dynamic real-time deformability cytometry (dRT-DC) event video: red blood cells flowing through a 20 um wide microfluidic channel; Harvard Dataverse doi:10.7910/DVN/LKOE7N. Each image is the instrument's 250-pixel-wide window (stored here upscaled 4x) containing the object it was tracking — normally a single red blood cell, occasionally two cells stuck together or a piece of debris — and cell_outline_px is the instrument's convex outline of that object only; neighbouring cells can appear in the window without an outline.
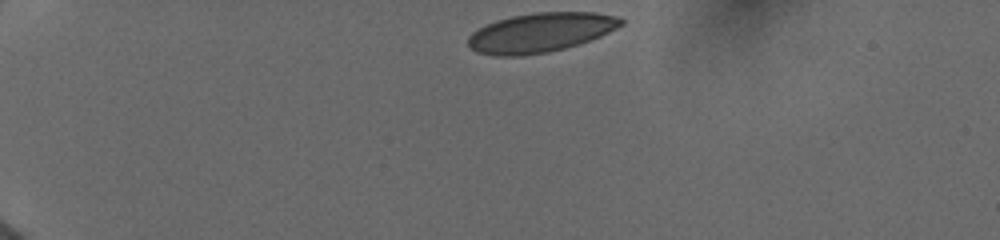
{"species": "human", "species_latin": "Homo sapiens", "temperature_condition": "cold", "stored_images_in_passage": 52, "camera_frame_rate_fps": 3000, "um_per_image_px": 0.085, "donor": {"sex": "female"}, "frame": {"image": 1, "passage_image": 1, "time_ms": 0.0, "image_size_px": [1000, 240], "cell_outline_px": [[624, 24], [600, 36], [564, 48], [548, 52], [520, 56], [496, 56], [476, 52], [468, 44], [468, 36], [472, 32], [496, 20], [512, 16], [536, 12], [596, 12], [620, 16], [624, 20]], "centroid_in_image_um": [45.95, 2.76], "position_along_channel_um": 39.0, "area_um2": 34.97}}
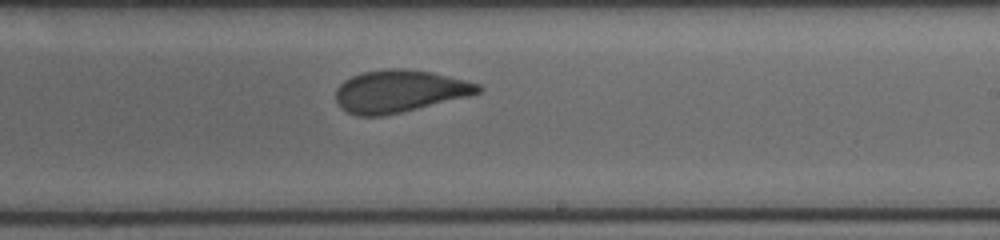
{"frame": {"image": 2, "passage_image": 28, "time_ms": 7.333, "image_size_px": [1000, 240], "cell_outline_px": [[484, 88], [480, 92], [468, 96], [400, 112], [380, 116], [356, 116], [340, 108], [336, 100], [336, 88], [344, 80], [360, 72], [384, 68], [404, 68], [432, 72], [480, 84]], "centroid_in_image_um": [33.91, 7.74], "position_along_channel_um": 255.1, "area_um2": 35.08}}
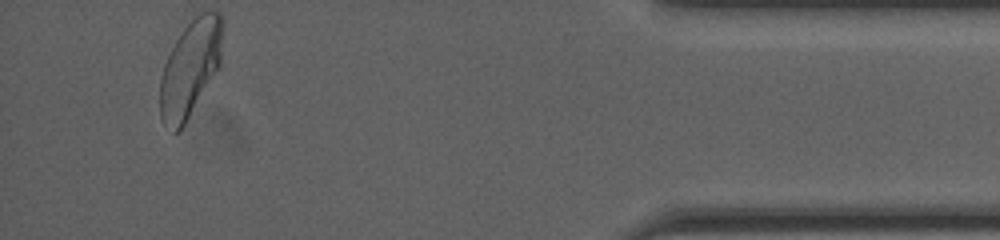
{"frame": {"image": 3, "passage_image": 52, "time_ms": 12.667, "image_size_px": [1000, 240], "cell_outline_px": [[224, 24], [220, 64], [180, 132], [172, 132], [160, 116], [160, 76], [164, 64], [176, 40], [184, 28], [200, 12], [220, 12], [224, 20]], "centroid_in_image_um": [16.18, 5.79], "position_along_channel_um": 419.0, "area_um2": 34.97}, "authors_computed_cell_mechanics": {"area_um2": 35.547, "velocity_mm_per_s": 3.9501, "shape_relaxation_time_tau1_ms": 4.0029, "shape_relaxation_time_tau2_ms": null, "deformation_change_tau1": 0.1325, "deformation_change_tau2": null}}